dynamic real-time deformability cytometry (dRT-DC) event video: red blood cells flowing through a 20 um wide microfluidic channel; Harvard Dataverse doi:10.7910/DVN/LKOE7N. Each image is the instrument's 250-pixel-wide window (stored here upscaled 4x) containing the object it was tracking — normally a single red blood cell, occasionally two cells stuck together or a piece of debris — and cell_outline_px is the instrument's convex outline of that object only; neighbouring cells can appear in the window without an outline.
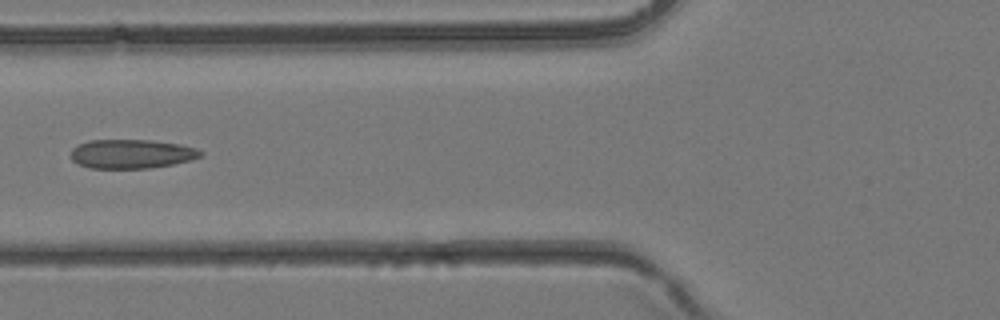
{"species": "common noctule bat (a hibernating species)", "species_latin": "Nyctalus noctula", "temperature_condition": "room temperature", "stored_images_in_passage": 41, "segment_of_instrument_passage": [1, 2], "camera_frame_rate_fps": 3000, "um_per_image_px": 0.085, "animal": {"sex": "female", "body_mass_g": 24.6, "forearm_length_mm": 56.2}, "frame": {"image": 1, "passage_image": 16, "time_ms": 5.0, "image_size_px": [1000, 320], "cell_outline_px": [[204, 152], [200, 156], [192, 160], [172, 164], [148, 168], [88, 168], [72, 160], [72, 148], [88, 140], [152, 140], [176, 144], [196, 148]], "centroid_in_image_um": [11.18, 13.08], "position_along_channel_um": 114.6, "area_um2": 21.79}}
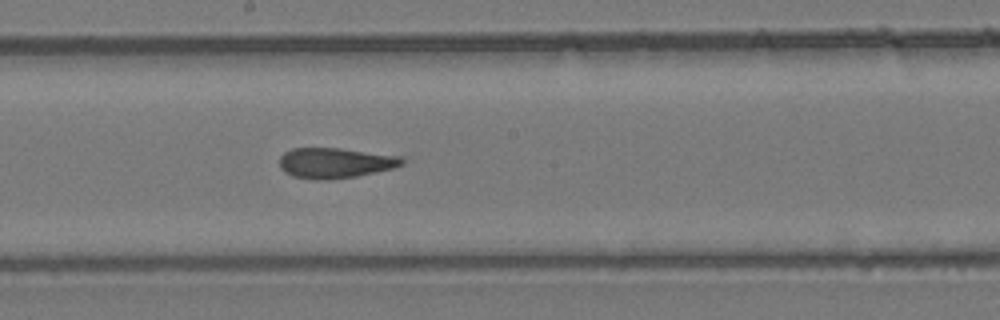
{"frame": {"image": 2, "passage_image": 22, "time_ms": 7.0, "image_size_px": [1000, 320], "cell_outline_px": [[404, 164], [392, 168], [376, 172], [356, 176], [328, 180], [316, 180], [292, 176], [284, 172], [280, 168], [280, 156], [284, 152], [292, 148], [340, 148], [404, 156]], "centroid_in_image_um": [28.49, 13.84], "position_along_channel_um": 219.7, "area_um2": 21.91}}
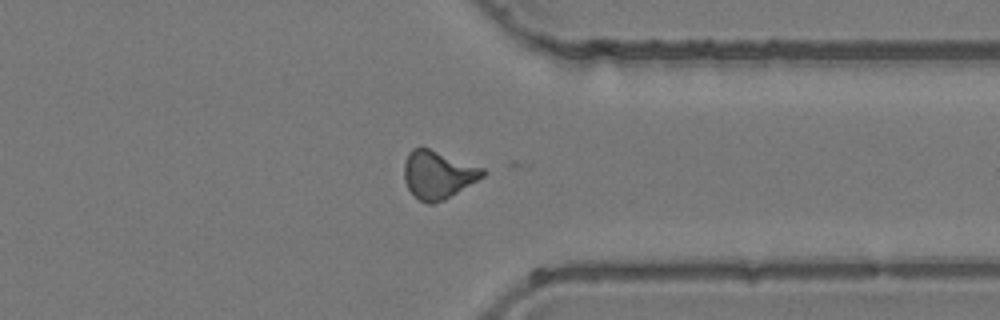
{"frame": {"image": 3, "passage_image": 31, "time_ms": 10.0, "image_size_px": [1000, 320], "cell_outline_px": [[488, 172], [484, 176], [444, 200], [432, 204], [428, 204], [420, 200], [408, 188], [404, 180], [404, 164], [408, 152], [412, 148], [420, 144], [484, 168]], "centroid_in_image_um": [37.21, 14.8], "position_along_channel_um": 374.2, "area_um2": 22.2}}